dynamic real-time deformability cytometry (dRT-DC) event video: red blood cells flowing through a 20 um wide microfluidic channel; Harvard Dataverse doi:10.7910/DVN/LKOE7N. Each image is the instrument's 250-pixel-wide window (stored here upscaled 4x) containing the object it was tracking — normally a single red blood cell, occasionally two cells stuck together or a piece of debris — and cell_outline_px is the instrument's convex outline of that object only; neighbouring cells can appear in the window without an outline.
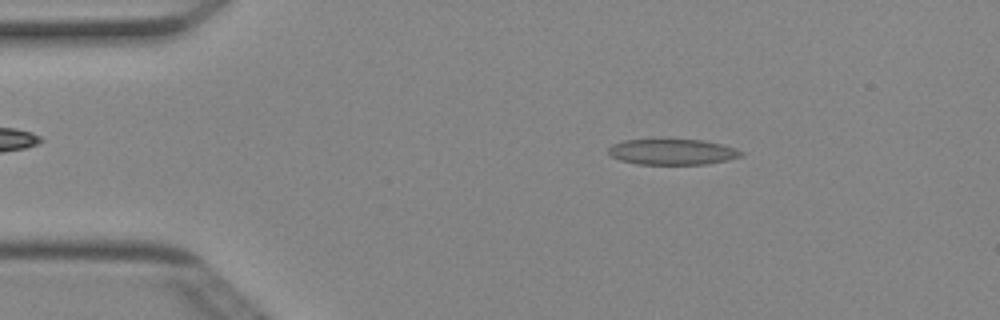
{"species": "Egyptian fruit bat (a non-hibernating species)", "species_latin": "Rousettus aegyptiacus", "temperature_condition": "cold", "stored_images_in_passage": 48, "camera_frame_rate_fps": 3000, "um_per_image_px": 0.085, "animal": {"sex": "female"}, "frame": {"image": 1, "passage_image": 7, "time_ms": 2.0, "image_size_px": [1000, 320], "cell_outline_px": [[744, 152], [740, 156], [728, 160], [708, 164], [636, 164], [620, 160], [612, 156], [608, 152], [608, 148], [612, 144], [624, 140], [660, 136], [664, 136], [704, 140], [736, 148]], "centroid_in_image_um": [57.11, 12.85], "position_along_channel_um": 27.9, "area_um2": 20.98}}
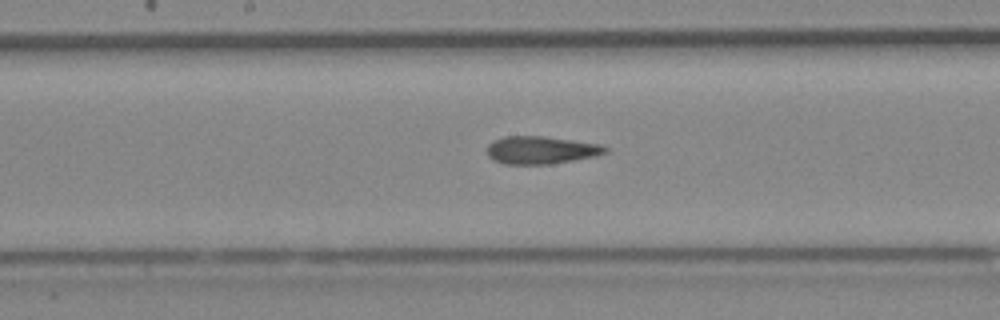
{"frame": {"image": 2, "passage_image": 24, "time_ms": 7.667, "image_size_px": [1000, 320], "cell_outline_px": [[608, 152], [596, 156], [548, 164], [504, 164], [492, 160], [488, 156], [488, 144], [492, 140], [504, 136], [544, 136], [600, 144], [608, 148]], "centroid_in_image_um": [45.96, 12.75], "position_along_channel_um": 202.2, "area_um2": 19.13}}
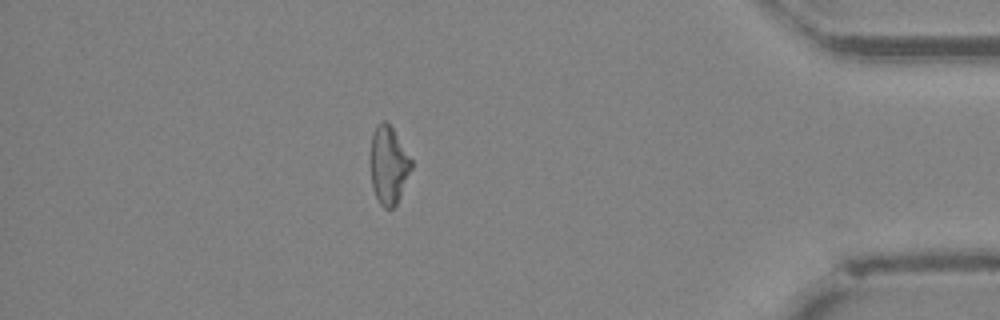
{"frame": {"image": 3, "passage_image": 42, "time_ms": 13.667, "image_size_px": [1000, 320], "cell_outline_px": [[412, 168], [396, 204], [392, 208], [384, 208], [380, 204], [372, 188], [368, 160], [372, 136], [380, 120], [384, 120], [392, 128], [412, 160]], "centroid_in_image_um": [32.98, 14.04], "position_along_channel_um": 402.2, "area_um2": 18.67}, "authors_computed_cell_mechanics": {"area_um2": 19.363, "velocity_mm_per_s": 4.0218, "shape_relaxation_time_tau1_ms": null, "shape_relaxation_time_tau2_ms": 2.711, "deformation_change_tau1": null, "deformation_change_tau2": 0.1274}}